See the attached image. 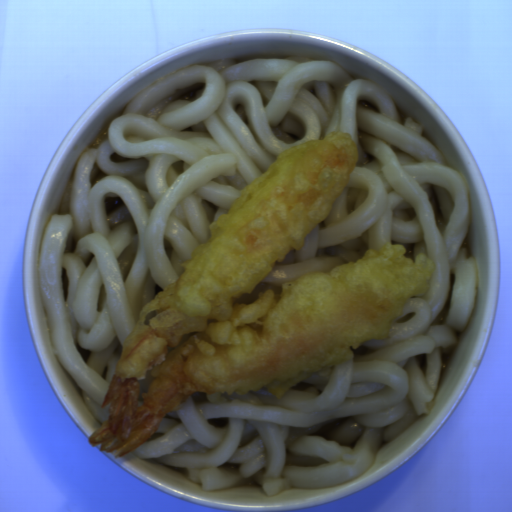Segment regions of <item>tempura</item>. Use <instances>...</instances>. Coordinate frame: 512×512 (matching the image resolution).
<instances>
[{"label":"tempura","mask_w":512,"mask_h":512,"mask_svg":"<svg viewBox=\"0 0 512 512\" xmlns=\"http://www.w3.org/2000/svg\"><path fill=\"white\" fill-rule=\"evenodd\" d=\"M357 163L352 134L336 130L278 153L241 189L180 276L139 310L102 400L108 420L87 439L92 448L118 459L196 392L267 389L280 400L312 374L327 380L335 365L353 362L352 346L391 340L394 319L425 296L436 267L423 252L406 258L401 243L282 282L279 302L273 289L238 302L302 250Z\"/></svg>","instance_id":"8679c707"}]
</instances>
